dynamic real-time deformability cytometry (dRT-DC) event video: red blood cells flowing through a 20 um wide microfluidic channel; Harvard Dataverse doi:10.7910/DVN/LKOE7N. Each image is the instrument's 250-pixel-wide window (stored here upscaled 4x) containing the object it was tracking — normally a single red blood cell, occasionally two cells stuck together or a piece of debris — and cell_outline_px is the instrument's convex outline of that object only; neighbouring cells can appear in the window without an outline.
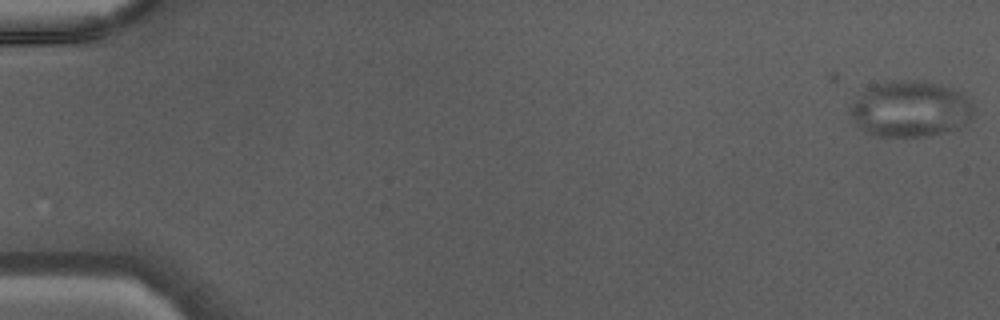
{"species": "Egyptian fruit bat (a non-hibernating species)", "species_latin": "Rousettus aegyptiacus", "temperature_condition": "warm", "stored_images_in_passage": 42, "camera_frame_rate_fps": 3000, "um_per_image_px": 0.085, "animal": {"sex": "male"}, "frame": {"image": 1, "passage_image": 1, "time_ms": 0.0, "image_size_px": [1000, 320], "cell_outline_px": [[972, 120], [956, 128], [944, 132], [924, 136], [876, 136], [868, 132], [848, 112], [848, 104], [864, 88], [888, 80], [916, 80], [940, 84], [964, 92], [972, 104]], "centroid_in_image_um": [77.37, 9.22], "position_along_channel_um": 7.6, "area_um2": 40.52}}
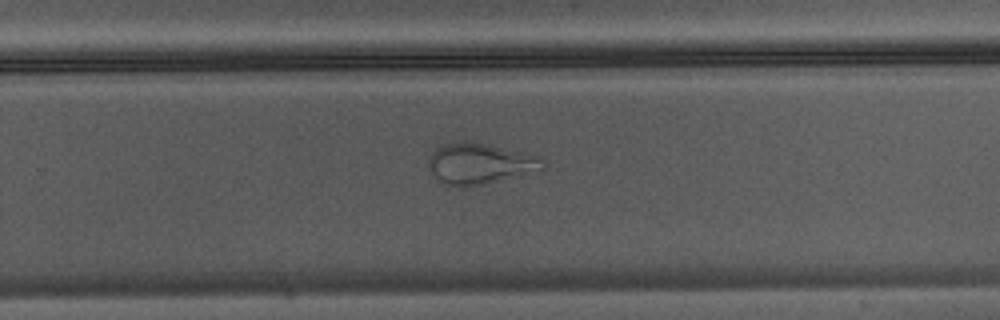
{"frame": {"image": 2, "passage_image": 31, "time_ms": 10.0, "image_size_px": [1000, 320], "cell_outline_px": [[544, 168], [484, 184], [464, 188], [444, 184], [436, 180], [428, 168], [428, 160], [432, 152], [440, 144], [464, 140], [488, 144], [536, 156], [544, 160]], "centroid_in_image_um": [40.67, 13.9], "position_along_channel_um": 289.1, "area_um2": 27.17}}
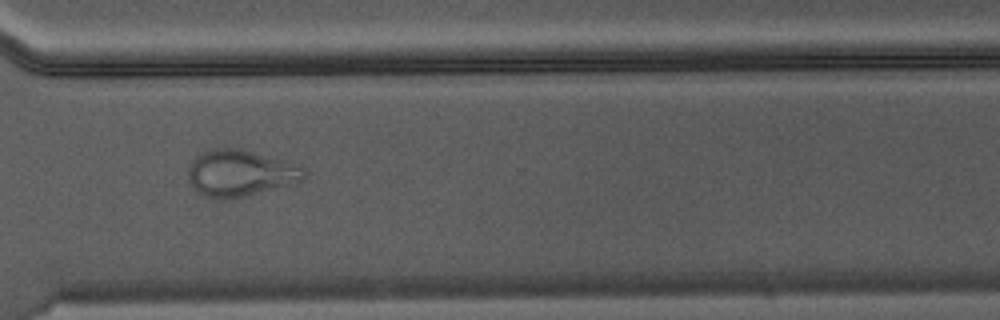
{"frame": {"image": 3, "passage_image": 35, "time_ms": 11.333, "image_size_px": [1000, 320], "cell_outline_px": [[308, 176], [292, 184], [232, 200], [208, 200], [200, 196], [192, 184], [188, 176], [188, 168], [192, 160], [200, 152], [212, 148], [240, 148], [296, 164], [304, 168], [308, 172]], "centroid_in_image_um": [20.38, 14.75], "position_along_channel_um": 350.2, "area_um2": 32.02}}